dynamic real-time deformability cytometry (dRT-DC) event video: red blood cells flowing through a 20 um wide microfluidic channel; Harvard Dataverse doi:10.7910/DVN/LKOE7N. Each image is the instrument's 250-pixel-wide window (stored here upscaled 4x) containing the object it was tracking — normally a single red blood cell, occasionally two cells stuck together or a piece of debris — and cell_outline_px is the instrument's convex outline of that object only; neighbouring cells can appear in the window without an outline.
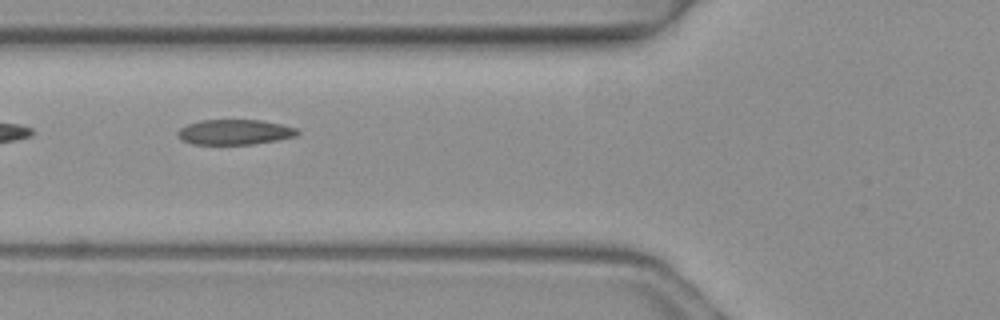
{"species": "common noctule bat (a hibernating species)", "species_latin": "Nyctalus noctula", "temperature_condition": "warm", "stored_images_in_passage": 6, "camera_frame_rate_fps": 3000, "um_per_image_px": 0.085, "animal": {"sex": "female", "body_mass_g": 19.3, "forearm_length_mm": 54.1}, "frame": {"image": 1, "passage_image": 5, "time_ms": 1.333, "image_size_px": [1000, 320], "cell_outline_px": [[300, 132], [296, 136], [276, 140], [252, 144], [192, 144], [180, 140], [176, 136], [176, 132], [180, 128], [188, 124], [200, 120], [260, 120], [280, 124], [296, 128]], "centroid_in_image_um": [19.9, 11.23], "position_along_channel_um": 105.9, "area_um2": 17.57}}
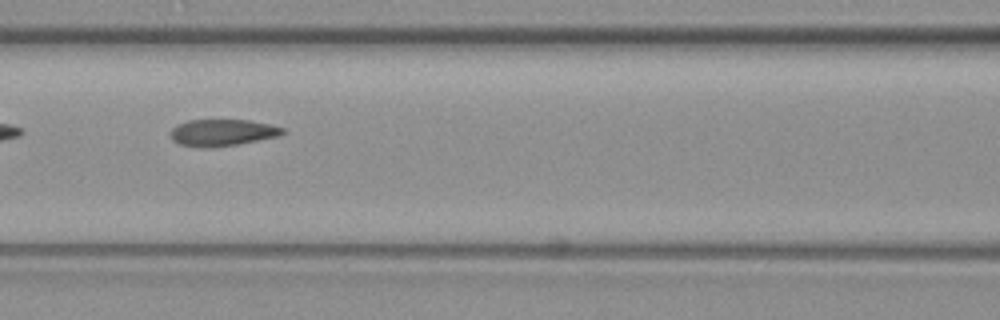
{"frame": {"image": 2, "passage_image": 6, "time_ms": 1.667, "image_size_px": [1000, 320], "cell_outline_px": [[284, 132], [280, 136], [236, 144], [212, 148], [200, 148], [180, 144], [172, 140], [172, 128], [176, 124], [188, 120], [248, 120], [268, 124], [284, 128]], "centroid_in_image_um": [18.88, 11.27], "position_along_channel_um": 147.7, "area_um2": 17.4}}